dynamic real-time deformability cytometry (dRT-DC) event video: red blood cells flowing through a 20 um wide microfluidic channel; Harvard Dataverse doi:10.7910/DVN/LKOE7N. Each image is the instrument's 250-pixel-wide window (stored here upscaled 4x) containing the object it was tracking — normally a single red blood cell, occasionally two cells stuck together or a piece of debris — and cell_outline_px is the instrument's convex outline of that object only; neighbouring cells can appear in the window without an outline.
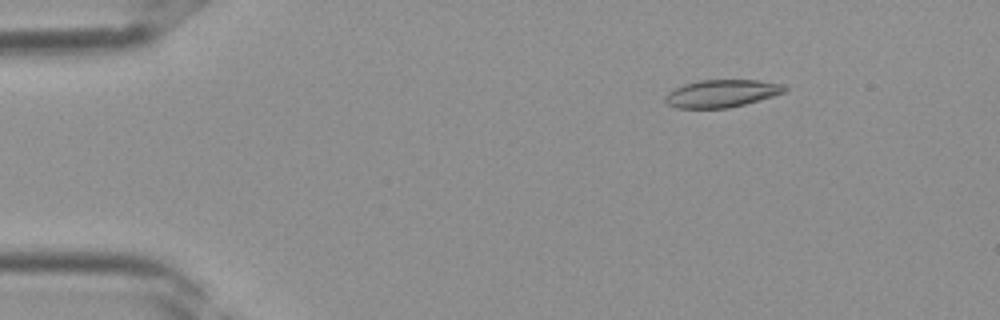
{"species": "Egyptian fruit bat (a non-hibernating species)", "species_latin": "Rousettus aegyptiacus", "temperature_condition": "room temperature", "stored_images_in_passage": 37, "camera_frame_rate_fps": 3000, "um_per_image_px": 0.085, "frame": {"image": 1, "passage_image": 6, "time_ms": 1.667, "image_size_px": [1000, 320], "cell_outline_px": [[788, 88], [784, 92], [760, 100], [728, 108], [676, 108], [668, 104], [664, 100], [664, 96], [668, 92], [684, 84], [700, 80], [756, 80], [784, 84]], "centroid_in_image_um": [61.34, 7.94], "position_along_channel_um": 23.7, "area_um2": 19.13}}
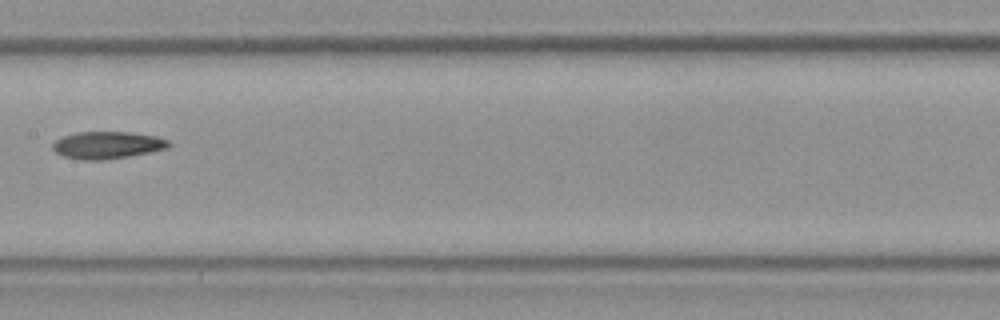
{"frame": {"image": 2, "passage_image": 20, "time_ms": 6.333, "image_size_px": [1000, 320], "cell_outline_px": [[172, 144], [168, 148], [128, 156], [104, 160], [80, 160], [64, 156], [56, 152], [52, 148], [52, 144], [56, 140], [64, 136], [76, 132], [132, 132], [156, 136], [168, 140]], "centroid_in_image_um": [9.13, 12.33], "position_along_channel_um": 198.3, "area_um2": 18.38}}
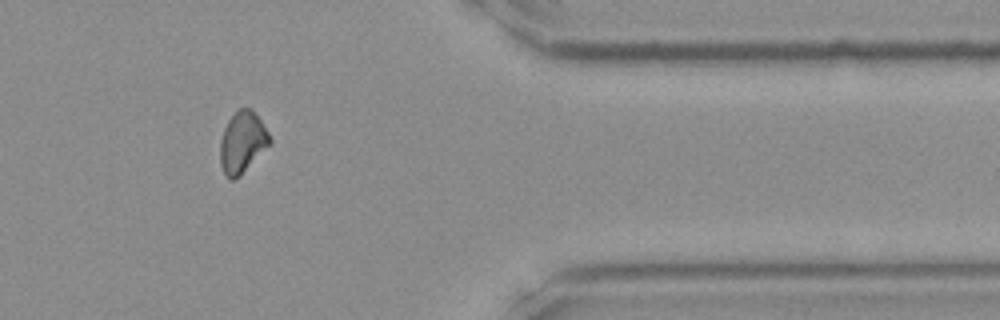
{"frame": {"image": 3, "passage_image": 32, "time_ms": 10.333, "image_size_px": [1000, 320], "cell_outline_px": [[272, 144], [240, 176], [232, 180], [228, 180], [224, 176], [220, 164], [220, 140], [224, 128], [228, 120], [240, 108], [252, 108], [268, 132], [272, 140]], "centroid_in_image_um": [20.61, 12.14], "position_along_channel_um": 390.8, "area_um2": 18.03}}